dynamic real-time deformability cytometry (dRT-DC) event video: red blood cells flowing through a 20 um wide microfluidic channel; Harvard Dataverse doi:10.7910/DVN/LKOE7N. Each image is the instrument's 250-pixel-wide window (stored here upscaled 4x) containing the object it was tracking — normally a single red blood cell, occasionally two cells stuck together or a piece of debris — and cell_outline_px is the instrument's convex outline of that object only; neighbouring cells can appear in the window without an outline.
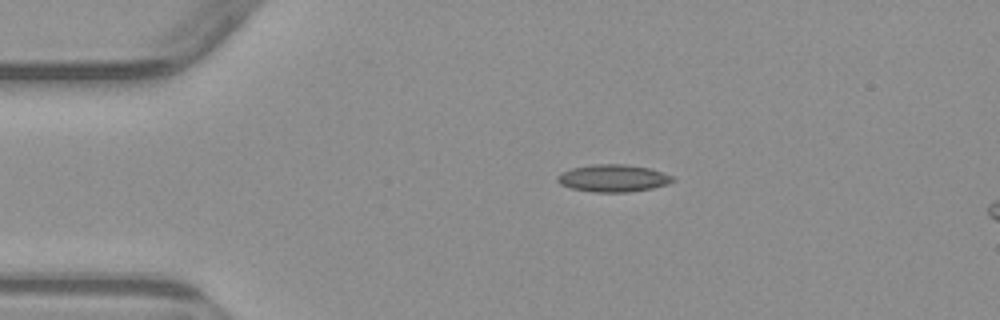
{"species": "common noctule bat (a hibernating species)", "species_latin": "Nyctalus noctula", "temperature_condition": "warm", "stored_images_in_passage": 3, "segment_of_instrument_passage": [1, 2], "camera_frame_rate_fps": 3000, "um_per_image_px": 0.085, "animal": {"sex": "male", "body_mass_g": 23.1, "forearm_length_mm": 52.7}, "frame": {"image": 1, "passage_image": 1, "time_ms": 0.0, "image_size_px": [1000, 320], "cell_outline_px": [[676, 180], [668, 184], [652, 188], [628, 192], [592, 192], [572, 188], [560, 184], [556, 180], [556, 176], [560, 172], [572, 168], [592, 164], [624, 164], [648, 168], [672, 176]], "centroid_in_image_um": [52.08, 15.15], "position_along_channel_um": 32.9, "area_um2": 18.32}}